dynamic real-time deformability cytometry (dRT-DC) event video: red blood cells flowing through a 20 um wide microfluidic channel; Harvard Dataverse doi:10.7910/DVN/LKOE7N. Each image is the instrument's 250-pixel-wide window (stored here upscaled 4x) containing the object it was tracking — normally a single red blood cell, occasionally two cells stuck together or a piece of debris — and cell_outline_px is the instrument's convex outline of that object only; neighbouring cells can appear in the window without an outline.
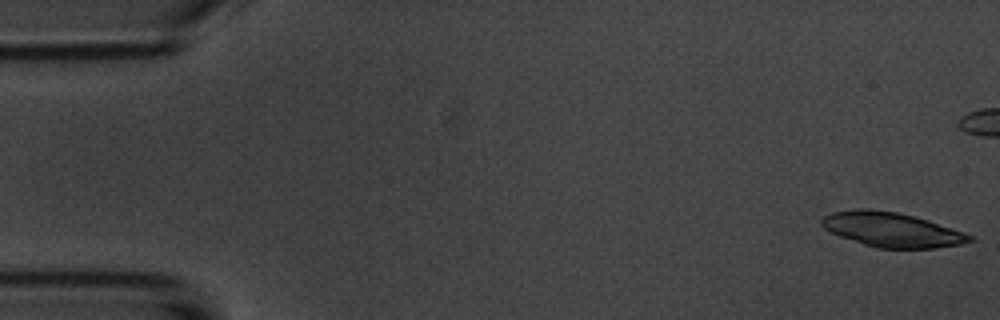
{"species": "common noctule bat (a hibernating species)", "species_latin": "Nyctalus noctula", "temperature_condition": "room temperature", "stored_images_in_passage": 6, "segment_of_instrument_passage": [1, 2], "camera_frame_rate_fps": 3000, "um_per_image_px": 0.085, "animal": {"sex": "male", "body_mass_g": 20.1, "forearm_length_mm": 53.5}, "frame": {"image": 1, "passage_image": 1, "time_ms": 0.0, "image_size_px": [1000, 320], "cell_outline_px": [[976, 240], [960, 244], [936, 248], [876, 248], [840, 236], [824, 228], [820, 224], [820, 220], [824, 216], [832, 212], [856, 208], [868, 208], [896, 212], [928, 220], [964, 232], [972, 236]], "centroid_in_image_um": [75.79, 19.51], "position_along_channel_um": 9.2, "area_um2": 29.71}}